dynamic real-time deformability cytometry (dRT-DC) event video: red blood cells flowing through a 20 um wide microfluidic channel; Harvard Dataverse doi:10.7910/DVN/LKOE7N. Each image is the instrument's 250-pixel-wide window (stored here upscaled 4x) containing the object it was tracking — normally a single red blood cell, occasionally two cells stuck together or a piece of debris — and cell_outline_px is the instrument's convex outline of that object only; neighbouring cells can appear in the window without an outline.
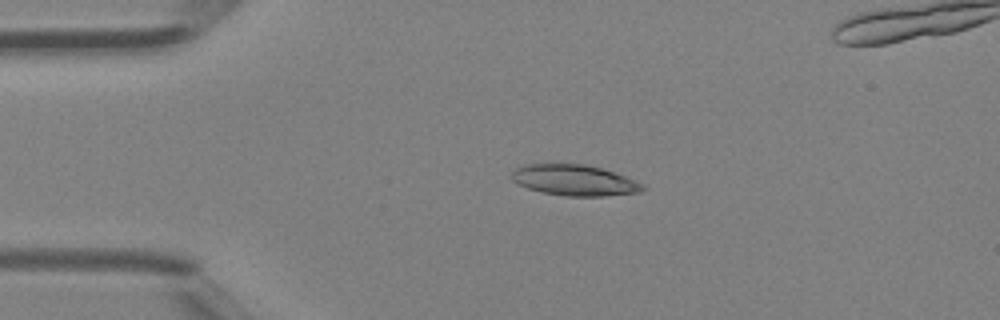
{"species": "Egyptian fruit bat (a non-hibernating species)", "species_latin": "Rousettus aegyptiacus", "temperature_condition": "room temperature", "stored_images_in_passage": 5, "camera_frame_rate_fps": 3000, "um_per_image_px": 0.085, "animal": {"sex": "female"}, "frame": {"image": 1, "passage_image": 3, "time_ms": 0.667, "image_size_px": [1000, 320], "cell_outline_px": [[648, 188], [640, 192], [604, 196], [564, 196], [540, 192], [516, 184], [508, 176], [516, 168], [524, 164], [584, 164], [600, 168], [624, 176], [644, 184]], "centroid_in_image_um": [48.79, 15.33], "position_along_channel_um": 36.2, "area_um2": 23.7}}